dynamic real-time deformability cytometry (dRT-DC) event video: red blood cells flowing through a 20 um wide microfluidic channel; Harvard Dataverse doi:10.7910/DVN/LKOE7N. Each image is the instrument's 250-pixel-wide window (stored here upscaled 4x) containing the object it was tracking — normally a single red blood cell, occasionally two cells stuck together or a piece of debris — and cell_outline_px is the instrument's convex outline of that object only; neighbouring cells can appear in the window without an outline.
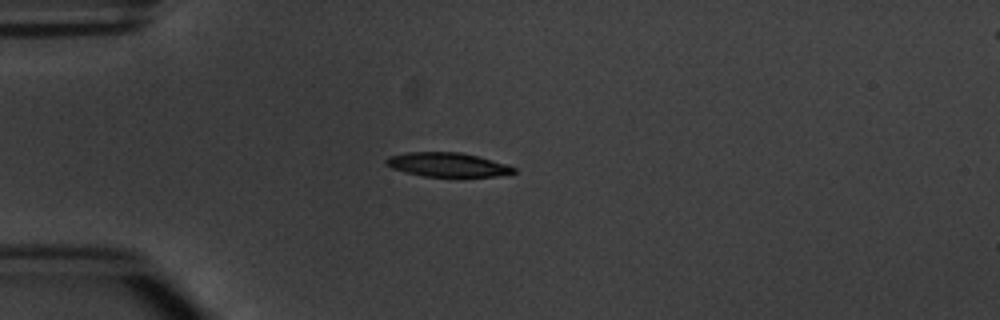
{"species": "common noctule bat (a hibernating species)", "species_latin": "Nyctalus noctula", "temperature_condition": "warm", "stored_images_in_passage": 3, "camera_frame_rate_fps": 3000, "um_per_image_px": 0.085, "animal": {"sex": "male", "body_mass_g": 20.1, "forearm_length_mm": 53.5}, "frame": {"image": 1, "passage_image": 3, "time_ms": 2.333, "image_size_px": [1000, 320], "cell_outline_px": [[516, 172], [496, 176], [424, 176], [404, 172], [392, 168], [384, 164], [384, 160], [388, 156], [408, 152], [460, 152], [492, 160], [516, 168]], "centroid_in_image_um": [37.97, 13.99], "position_along_channel_um": 47.0, "area_um2": 17.74}}